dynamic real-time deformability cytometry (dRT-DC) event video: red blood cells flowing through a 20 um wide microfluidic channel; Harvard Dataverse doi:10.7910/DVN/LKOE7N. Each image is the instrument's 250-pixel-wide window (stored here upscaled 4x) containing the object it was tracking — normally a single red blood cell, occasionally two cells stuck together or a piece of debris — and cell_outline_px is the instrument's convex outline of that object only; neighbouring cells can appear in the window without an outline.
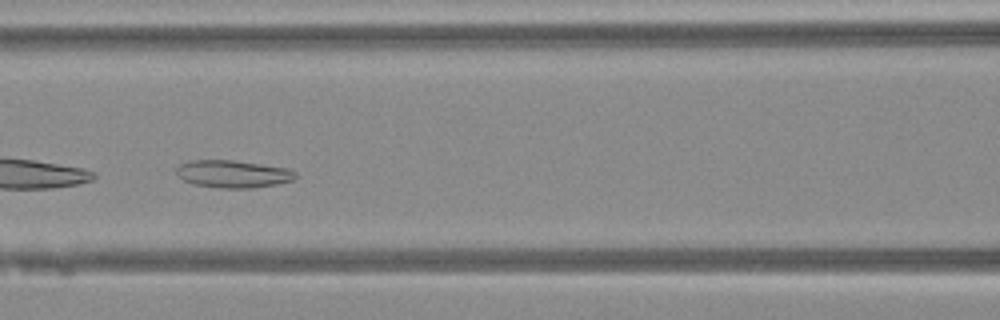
{"species": "Egyptian fruit bat (a non-hibernating species)", "species_latin": "Rousettus aegyptiacus", "temperature_condition": "warm", "stored_images_in_passage": 44, "camera_frame_rate_fps": 3000, "um_per_image_px": 0.085, "animal": {"sex": "female"}, "frame": {"image": 1, "passage_image": 18, "time_ms": 5.667, "image_size_px": [1000, 320], "cell_outline_px": [[296, 176], [292, 180], [276, 184], [256, 188], [220, 188], [192, 184], [184, 180], [176, 172], [176, 168], [180, 164], [188, 160], [232, 160], [288, 168], [296, 172]], "centroid_in_image_um": [19.79, 14.78], "position_along_channel_um": 146.8, "area_um2": 19.07}}
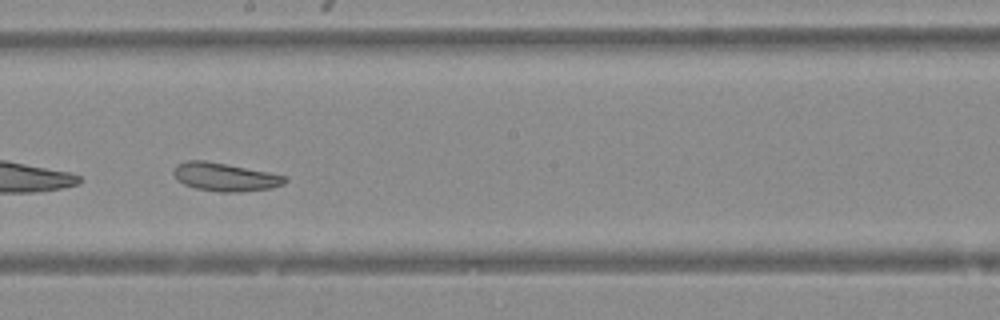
{"frame": {"image": 2, "passage_image": 24, "time_ms": 7.667, "image_size_px": [1000, 320], "cell_outline_px": [[288, 180], [284, 184], [272, 188], [240, 192], [220, 192], [196, 188], [184, 184], [172, 172], [176, 164], [184, 160], [204, 160], [268, 172], [284, 176]], "centroid_in_image_um": [19.11, 15.04], "position_along_channel_um": 229.1, "area_um2": 18.21}}
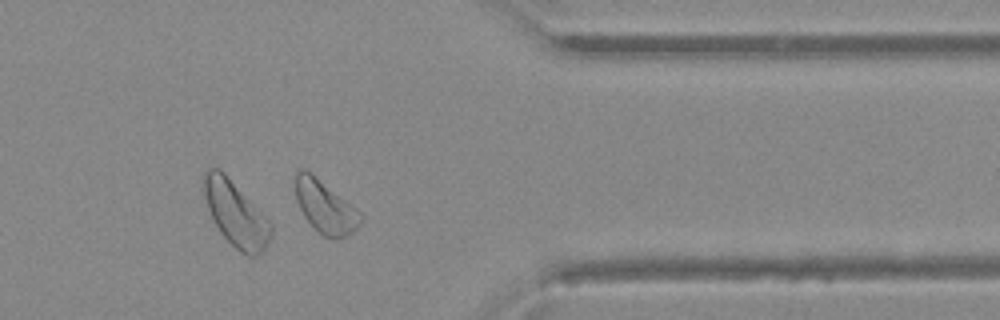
{"frame": {"image": 3, "passage_image": 36, "time_ms": 11.667, "image_size_px": [1000, 320], "cell_outline_px": [[364, 216], [360, 224], [352, 232], [336, 240], [324, 236], [304, 216], [296, 200], [296, 172], [304, 168], [312, 172], [360, 212]], "centroid_in_image_um": [27.65, 17.57], "position_along_channel_um": 383.8, "area_um2": 19.71}}